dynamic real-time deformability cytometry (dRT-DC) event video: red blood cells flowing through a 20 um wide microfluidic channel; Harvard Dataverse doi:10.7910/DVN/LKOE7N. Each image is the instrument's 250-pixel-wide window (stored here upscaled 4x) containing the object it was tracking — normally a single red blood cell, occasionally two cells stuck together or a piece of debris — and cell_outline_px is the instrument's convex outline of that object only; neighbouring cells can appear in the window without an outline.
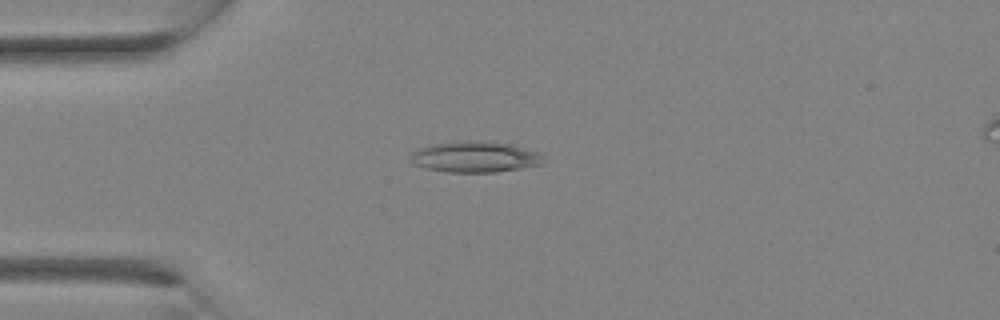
{"species": "Egyptian fruit bat (a non-hibernating species)", "species_latin": "Rousettus aegyptiacus", "temperature_condition": "room temperature", "stored_images_in_passage": 6, "camera_frame_rate_fps": 3000, "um_per_image_px": 0.085, "animal": {"sex": "female"}, "frame": {"image": 1, "passage_image": 3, "time_ms": 0.667, "image_size_px": [1000, 320], "cell_outline_px": [[548, 160], [544, 164], [496, 172], [448, 172], [428, 168], [412, 164], [412, 152], [416, 148], [432, 144], [456, 140], [488, 140], [516, 144], [544, 152]], "centroid_in_image_um": [40.51, 13.3], "position_along_channel_um": 44.5, "area_um2": 24.97}}
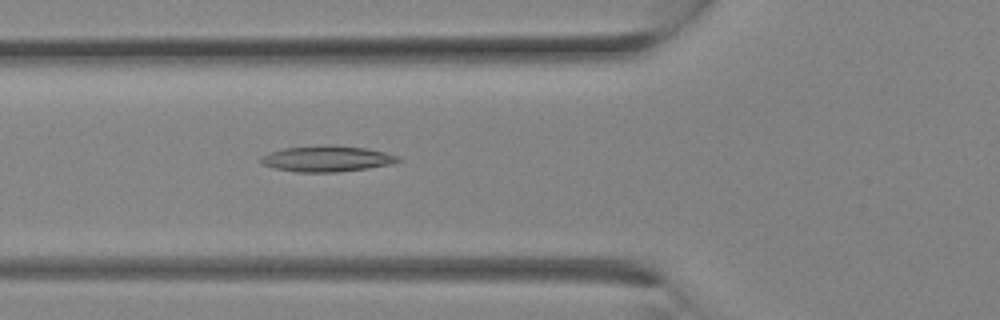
{"frame": {"image": 2, "passage_image": 6, "time_ms": 1.667, "image_size_px": [1000, 320], "cell_outline_px": [[404, 160], [392, 164], [368, 168], [340, 172], [296, 172], [276, 168], [260, 164], [260, 156], [268, 152], [284, 148], [324, 144], [364, 148], [384, 152], [400, 156]], "centroid_in_image_um": [27.78, 13.49], "position_along_channel_um": 98.0, "area_um2": 20.98}}